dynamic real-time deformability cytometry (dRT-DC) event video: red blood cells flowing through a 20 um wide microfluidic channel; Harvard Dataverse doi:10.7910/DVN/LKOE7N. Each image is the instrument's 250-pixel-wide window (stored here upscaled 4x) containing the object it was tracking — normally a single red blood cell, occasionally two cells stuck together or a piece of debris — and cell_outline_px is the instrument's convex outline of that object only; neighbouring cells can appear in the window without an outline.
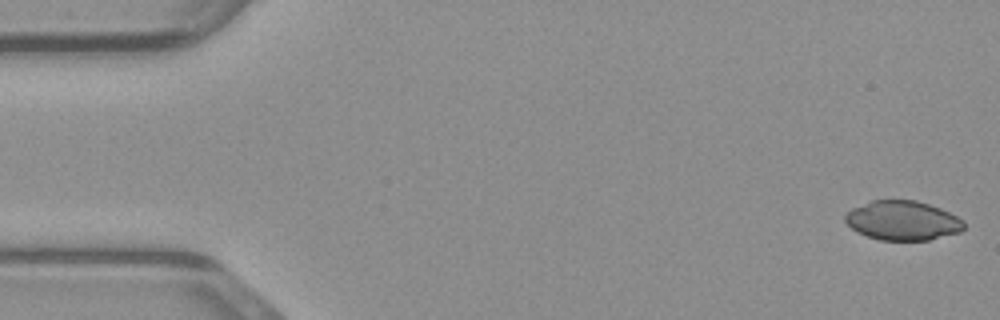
{"species": "common noctule bat (a hibernating species)", "species_latin": "Nyctalus noctula", "temperature_condition": "warm", "stored_images_in_passage": 48, "camera_frame_rate_fps": 3000, "um_per_image_px": 0.085, "animal": {"sex": "male", "body_mass_g": 23.1, "forearm_length_mm": 52.7}, "frame": {"image": 1, "passage_image": 1, "time_ms": 0.0, "image_size_px": [1000, 320], "cell_outline_px": [[964, 228], [960, 232], [928, 240], [880, 240], [856, 232], [844, 220], [844, 216], [852, 208], [872, 200], [916, 200], [940, 208], [964, 220]], "centroid_in_image_um": [76.72, 18.75], "position_along_channel_um": 8.3, "area_um2": 27.17}}
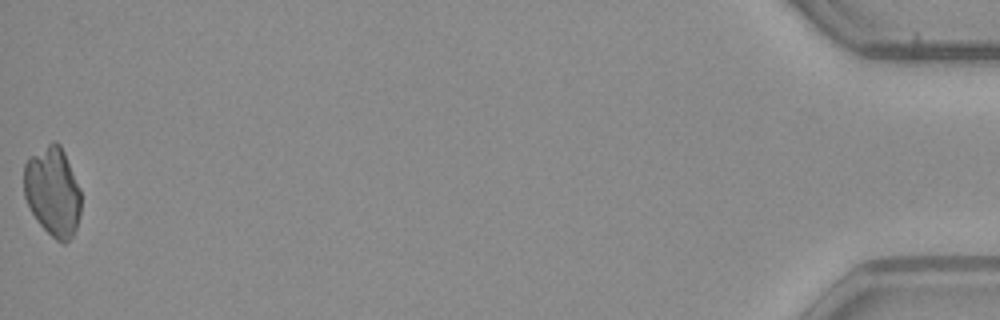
{"frame": {"image": 2, "passage_image": 48, "time_ms": 15.667, "image_size_px": [1000, 320], "cell_outline_px": [[80, 212], [76, 228], [72, 236], [64, 244], [60, 244], [36, 220], [24, 196], [24, 164], [32, 156], [52, 140], [56, 140], [60, 144], [64, 152], [80, 188]], "centroid_in_image_um": [4.49, 16.29], "position_along_channel_um": 430.7, "area_um2": 29.54}}